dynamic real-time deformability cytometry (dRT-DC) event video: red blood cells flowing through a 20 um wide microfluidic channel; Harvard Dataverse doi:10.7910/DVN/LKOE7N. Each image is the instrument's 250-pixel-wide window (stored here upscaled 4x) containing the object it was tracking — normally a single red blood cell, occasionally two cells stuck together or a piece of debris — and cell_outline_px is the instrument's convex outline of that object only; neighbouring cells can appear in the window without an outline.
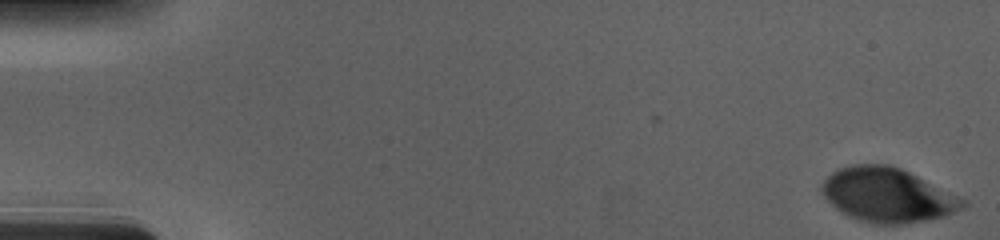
{"species": "human", "species_latin": "Homo sapiens", "temperature_condition": "cold", "stored_images_in_passage": 57, "camera_frame_rate_fps": 3000, "um_per_image_px": 0.085, "donor": {"sex": "male"}, "frame": {"image": 1, "passage_image": 1, "time_ms": 0.0, "image_size_px": [1000, 240], "cell_outline_px": [[968, 204], [964, 208], [944, 216], [904, 224], [876, 224], [860, 220], [848, 216], [836, 208], [824, 196], [820, 188], [824, 180], [832, 172], [840, 168], [852, 164], [888, 164], [900, 168], [964, 200]], "centroid_in_image_um": [75.4, 16.58], "position_along_channel_um": 9.6, "area_um2": 43.81}}
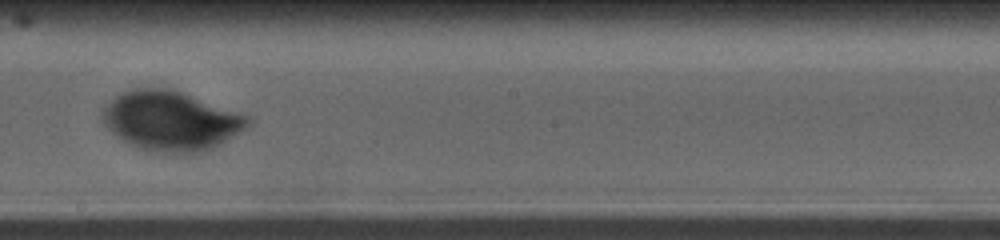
{"frame": {"image": 2, "passage_image": 33, "time_ms": 10.667, "image_size_px": [1000, 240], "cell_outline_px": [[252, 124], [220, 144], [212, 148], [200, 152], [156, 152], [140, 148], [128, 144], [116, 136], [104, 124], [100, 116], [100, 112], [116, 96], [124, 92], [136, 88], [168, 88], [180, 92], [248, 116], [252, 120]], "centroid_in_image_um": [14.49, 10.28], "position_along_channel_um": 233.7, "area_um2": 49.71}}
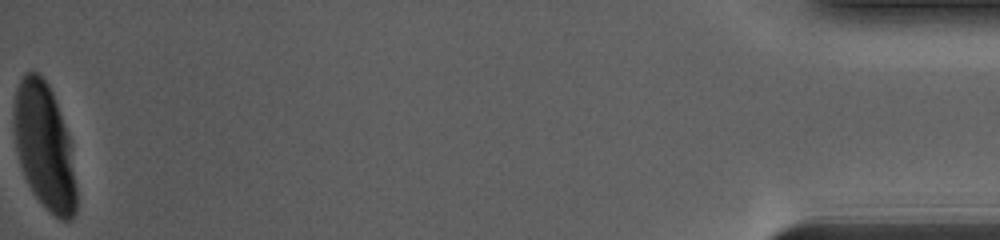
{"frame": {"image": 3, "passage_image": 57, "time_ms": 18.667, "image_size_px": [1000, 240], "cell_outline_px": [[76, 212], [72, 220], [60, 220], [48, 212], [32, 192], [24, 176], [20, 164], [12, 132], [12, 112], [16, 88], [24, 72], [36, 72], [48, 84], [52, 92], [68, 136], [76, 188]], "centroid_in_image_um": [3.72, 12.47], "position_along_channel_um": 431.5, "area_um2": 45.89}, "authors_computed_cell_mechanics": {"area_um2": 46.9914, "velocity_mm_per_s": 3.661, "shape_relaxation_time_tau1_ms": 4.1284, "shape_relaxation_time_tau2_ms": null, "deformation_change_tau1": 0.181, "deformation_change_tau2": null}}